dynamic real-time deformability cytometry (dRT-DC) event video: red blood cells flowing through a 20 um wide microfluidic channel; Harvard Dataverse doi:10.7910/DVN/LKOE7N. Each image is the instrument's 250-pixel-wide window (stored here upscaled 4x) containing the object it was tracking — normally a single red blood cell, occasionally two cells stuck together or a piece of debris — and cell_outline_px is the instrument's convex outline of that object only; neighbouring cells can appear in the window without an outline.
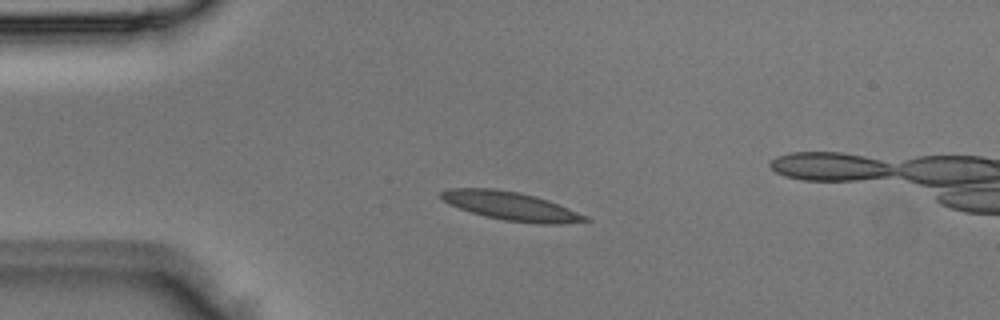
{"species": "Egyptian fruit bat (a non-hibernating species)", "species_latin": "Rousettus aegyptiacus", "temperature_condition": "room temperature", "stored_images_in_passage": 4, "camera_frame_rate_fps": 3000, "um_per_image_px": 0.085, "animal": {"sex": "male"}, "frame": {"image": 1, "passage_image": 3, "time_ms": 0.667, "image_size_px": [1000, 320], "cell_outline_px": [[592, 220], [556, 224], [540, 224], [504, 220], [484, 216], [448, 204], [440, 196], [440, 192], [448, 188], [496, 188], [520, 192], [536, 196], [548, 200], [588, 216]], "centroid_in_image_um": [43.42, 17.5], "position_along_channel_um": 41.6, "area_um2": 23.93}}